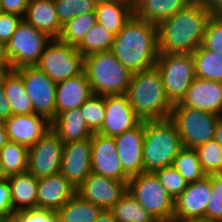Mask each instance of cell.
I'll use <instances>...</instances> for the list:
<instances>
[{
  "label": "cell",
  "instance_id": "1",
  "mask_svg": "<svg viewBox=\"0 0 222 222\" xmlns=\"http://www.w3.org/2000/svg\"><path fill=\"white\" fill-rule=\"evenodd\" d=\"M211 14L202 0H194L157 25L159 54L193 53L204 39Z\"/></svg>",
  "mask_w": 222,
  "mask_h": 222
},
{
  "label": "cell",
  "instance_id": "2",
  "mask_svg": "<svg viewBox=\"0 0 222 222\" xmlns=\"http://www.w3.org/2000/svg\"><path fill=\"white\" fill-rule=\"evenodd\" d=\"M111 51L131 73L155 67L159 55L157 25L133 14L114 37Z\"/></svg>",
  "mask_w": 222,
  "mask_h": 222
},
{
  "label": "cell",
  "instance_id": "3",
  "mask_svg": "<svg viewBox=\"0 0 222 222\" xmlns=\"http://www.w3.org/2000/svg\"><path fill=\"white\" fill-rule=\"evenodd\" d=\"M126 95L142 121L170 118L173 104L165 93L162 75L156 66L132 73Z\"/></svg>",
  "mask_w": 222,
  "mask_h": 222
},
{
  "label": "cell",
  "instance_id": "4",
  "mask_svg": "<svg viewBox=\"0 0 222 222\" xmlns=\"http://www.w3.org/2000/svg\"><path fill=\"white\" fill-rule=\"evenodd\" d=\"M183 148L176 125L170 118L145 121L143 172L171 166Z\"/></svg>",
  "mask_w": 222,
  "mask_h": 222
},
{
  "label": "cell",
  "instance_id": "5",
  "mask_svg": "<svg viewBox=\"0 0 222 222\" xmlns=\"http://www.w3.org/2000/svg\"><path fill=\"white\" fill-rule=\"evenodd\" d=\"M84 71L96 95L126 94L132 77L111 50L85 56Z\"/></svg>",
  "mask_w": 222,
  "mask_h": 222
},
{
  "label": "cell",
  "instance_id": "6",
  "mask_svg": "<svg viewBox=\"0 0 222 222\" xmlns=\"http://www.w3.org/2000/svg\"><path fill=\"white\" fill-rule=\"evenodd\" d=\"M170 119L176 125L184 148L195 149L214 139L218 117L213 113L186 107L179 102L173 104Z\"/></svg>",
  "mask_w": 222,
  "mask_h": 222
},
{
  "label": "cell",
  "instance_id": "7",
  "mask_svg": "<svg viewBox=\"0 0 222 222\" xmlns=\"http://www.w3.org/2000/svg\"><path fill=\"white\" fill-rule=\"evenodd\" d=\"M127 191L157 222L173 219L174 200L155 173L143 172L131 177L127 183Z\"/></svg>",
  "mask_w": 222,
  "mask_h": 222
},
{
  "label": "cell",
  "instance_id": "8",
  "mask_svg": "<svg viewBox=\"0 0 222 222\" xmlns=\"http://www.w3.org/2000/svg\"><path fill=\"white\" fill-rule=\"evenodd\" d=\"M155 66L162 75L168 99L172 104L179 103L195 79L192 53L159 54Z\"/></svg>",
  "mask_w": 222,
  "mask_h": 222
},
{
  "label": "cell",
  "instance_id": "9",
  "mask_svg": "<svg viewBox=\"0 0 222 222\" xmlns=\"http://www.w3.org/2000/svg\"><path fill=\"white\" fill-rule=\"evenodd\" d=\"M35 66L58 83L84 71V56L76 47L53 38Z\"/></svg>",
  "mask_w": 222,
  "mask_h": 222
},
{
  "label": "cell",
  "instance_id": "10",
  "mask_svg": "<svg viewBox=\"0 0 222 222\" xmlns=\"http://www.w3.org/2000/svg\"><path fill=\"white\" fill-rule=\"evenodd\" d=\"M52 39L47 33L36 29L22 19L6 43L12 70L25 66H35Z\"/></svg>",
  "mask_w": 222,
  "mask_h": 222
},
{
  "label": "cell",
  "instance_id": "11",
  "mask_svg": "<svg viewBox=\"0 0 222 222\" xmlns=\"http://www.w3.org/2000/svg\"><path fill=\"white\" fill-rule=\"evenodd\" d=\"M15 70L22 76L25 90L34 107V113L52 121L56 117L57 83L36 66H25Z\"/></svg>",
  "mask_w": 222,
  "mask_h": 222
},
{
  "label": "cell",
  "instance_id": "12",
  "mask_svg": "<svg viewBox=\"0 0 222 222\" xmlns=\"http://www.w3.org/2000/svg\"><path fill=\"white\" fill-rule=\"evenodd\" d=\"M63 148L64 143L50 129L36 144L29 147L27 171L37 179L59 173Z\"/></svg>",
  "mask_w": 222,
  "mask_h": 222
},
{
  "label": "cell",
  "instance_id": "13",
  "mask_svg": "<svg viewBox=\"0 0 222 222\" xmlns=\"http://www.w3.org/2000/svg\"><path fill=\"white\" fill-rule=\"evenodd\" d=\"M91 172L117 181H128L130 179L122 168L114 137L93 133Z\"/></svg>",
  "mask_w": 222,
  "mask_h": 222
},
{
  "label": "cell",
  "instance_id": "14",
  "mask_svg": "<svg viewBox=\"0 0 222 222\" xmlns=\"http://www.w3.org/2000/svg\"><path fill=\"white\" fill-rule=\"evenodd\" d=\"M105 118L97 132L115 137L136 127L142 120L133 111L126 94L104 95Z\"/></svg>",
  "mask_w": 222,
  "mask_h": 222
},
{
  "label": "cell",
  "instance_id": "15",
  "mask_svg": "<svg viewBox=\"0 0 222 222\" xmlns=\"http://www.w3.org/2000/svg\"><path fill=\"white\" fill-rule=\"evenodd\" d=\"M127 183L91 172L77 188V194L102 209H111L127 192Z\"/></svg>",
  "mask_w": 222,
  "mask_h": 222
},
{
  "label": "cell",
  "instance_id": "16",
  "mask_svg": "<svg viewBox=\"0 0 222 222\" xmlns=\"http://www.w3.org/2000/svg\"><path fill=\"white\" fill-rule=\"evenodd\" d=\"M92 137L64 143L60 173L78 188L91 173Z\"/></svg>",
  "mask_w": 222,
  "mask_h": 222
},
{
  "label": "cell",
  "instance_id": "17",
  "mask_svg": "<svg viewBox=\"0 0 222 222\" xmlns=\"http://www.w3.org/2000/svg\"><path fill=\"white\" fill-rule=\"evenodd\" d=\"M210 174L194 183L174 200L173 219L184 221L192 218H205L207 202L211 198Z\"/></svg>",
  "mask_w": 222,
  "mask_h": 222
},
{
  "label": "cell",
  "instance_id": "18",
  "mask_svg": "<svg viewBox=\"0 0 222 222\" xmlns=\"http://www.w3.org/2000/svg\"><path fill=\"white\" fill-rule=\"evenodd\" d=\"M145 121L114 137L117 154L124 172L131 178L143 173Z\"/></svg>",
  "mask_w": 222,
  "mask_h": 222
},
{
  "label": "cell",
  "instance_id": "19",
  "mask_svg": "<svg viewBox=\"0 0 222 222\" xmlns=\"http://www.w3.org/2000/svg\"><path fill=\"white\" fill-rule=\"evenodd\" d=\"M8 141L26 147L36 144L51 129V121L39 114L11 115L4 121Z\"/></svg>",
  "mask_w": 222,
  "mask_h": 222
},
{
  "label": "cell",
  "instance_id": "20",
  "mask_svg": "<svg viewBox=\"0 0 222 222\" xmlns=\"http://www.w3.org/2000/svg\"><path fill=\"white\" fill-rule=\"evenodd\" d=\"M76 194L77 188L60 172L38 178L37 208L57 211Z\"/></svg>",
  "mask_w": 222,
  "mask_h": 222
},
{
  "label": "cell",
  "instance_id": "21",
  "mask_svg": "<svg viewBox=\"0 0 222 222\" xmlns=\"http://www.w3.org/2000/svg\"><path fill=\"white\" fill-rule=\"evenodd\" d=\"M180 103L217 115L222 104V82L195 77Z\"/></svg>",
  "mask_w": 222,
  "mask_h": 222
},
{
  "label": "cell",
  "instance_id": "22",
  "mask_svg": "<svg viewBox=\"0 0 222 222\" xmlns=\"http://www.w3.org/2000/svg\"><path fill=\"white\" fill-rule=\"evenodd\" d=\"M93 95L85 71L60 81L56 85V116L70 109L80 108Z\"/></svg>",
  "mask_w": 222,
  "mask_h": 222
},
{
  "label": "cell",
  "instance_id": "23",
  "mask_svg": "<svg viewBox=\"0 0 222 222\" xmlns=\"http://www.w3.org/2000/svg\"><path fill=\"white\" fill-rule=\"evenodd\" d=\"M23 19L52 38L60 36L62 25L57 17L54 0H29Z\"/></svg>",
  "mask_w": 222,
  "mask_h": 222
},
{
  "label": "cell",
  "instance_id": "24",
  "mask_svg": "<svg viewBox=\"0 0 222 222\" xmlns=\"http://www.w3.org/2000/svg\"><path fill=\"white\" fill-rule=\"evenodd\" d=\"M51 129L63 143L83 140L93 135L83 118L80 108L59 113L51 121Z\"/></svg>",
  "mask_w": 222,
  "mask_h": 222
},
{
  "label": "cell",
  "instance_id": "25",
  "mask_svg": "<svg viewBox=\"0 0 222 222\" xmlns=\"http://www.w3.org/2000/svg\"><path fill=\"white\" fill-rule=\"evenodd\" d=\"M194 0H133L134 15L158 25L174 16Z\"/></svg>",
  "mask_w": 222,
  "mask_h": 222
},
{
  "label": "cell",
  "instance_id": "26",
  "mask_svg": "<svg viewBox=\"0 0 222 222\" xmlns=\"http://www.w3.org/2000/svg\"><path fill=\"white\" fill-rule=\"evenodd\" d=\"M97 23L115 36L134 14L133 0H118L96 4Z\"/></svg>",
  "mask_w": 222,
  "mask_h": 222
},
{
  "label": "cell",
  "instance_id": "27",
  "mask_svg": "<svg viewBox=\"0 0 222 222\" xmlns=\"http://www.w3.org/2000/svg\"><path fill=\"white\" fill-rule=\"evenodd\" d=\"M14 212L37 208L38 179L28 171L8 177Z\"/></svg>",
  "mask_w": 222,
  "mask_h": 222
},
{
  "label": "cell",
  "instance_id": "28",
  "mask_svg": "<svg viewBox=\"0 0 222 222\" xmlns=\"http://www.w3.org/2000/svg\"><path fill=\"white\" fill-rule=\"evenodd\" d=\"M2 85L11 106L12 115L34 114V107L25 90L22 76L15 69L4 75Z\"/></svg>",
  "mask_w": 222,
  "mask_h": 222
},
{
  "label": "cell",
  "instance_id": "29",
  "mask_svg": "<svg viewBox=\"0 0 222 222\" xmlns=\"http://www.w3.org/2000/svg\"><path fill=\"white\" fill-rule=\"evenodd\" d=\"M102 208L76 194L57 213V222H93Z\"/></svg>",
  "mask_w": 222,
  "mask_h": 222
},
{
  "label": "cell",
  "instance_id": "30",
  "mask_svg": "<svg viewBox=\"0 0 222 222\" xmlns=\"http://www.w3.org/2000/svg\"><path fill=\"white\" fill-rule=\"evenodd\" d=\"M195 77L222 82V55L200 45L193 53Z\"/></svg>",
  "mask_w": 222,
  "mask_h": 222
},
{
  "label": "cell",
  "instance_id": "31",
  "mask_svg": "<svg viewBox=\"0 0 222 222\" xmlns=\"http://www.w3.org/2000/svg\"><path fill=\"white\" fill-rule=\"evenodd\" d=\"M110 210L116 222H157L128 191Z\"/></svg>",
  "mask_w": 222,
  "mask_h": 222
},
{
  "label": "cell",
  "instance_id": "32",
  "mask_svg": "<svg viewBox=\"0 0 222 222\" xmlns=\"http://www.w3.org/2000/svg\"><path fill=\"white\" fill-rule=\"evenodd\" d=\"M97 23L95 12L78 15L64 25L58 39L65 44L77 47L85 34Z\"/></svg>",
  "mask_w": 222,
  "mask_h": 222
},
{
  "label": "cell",
  "instance_id": "33",
  "mask_svg": "<svg viewBox=\"0 0 222 222\" xmlns=\"http://www.w3.org/2000/svg\"><path fill=\"white\" fill-rule=\"evenodd\" d=\"M28 151L25 145L8 141L0 151V160L7 176L27 171Z\"/></svg>",
  "mask_w": 222,
  "mask_h": 222
},
{
  "label": "cell",
  "instance_id": "34",
  "mask_svg": "<svg viewBox=\"0 0 222 222\" xmlns=\"http://www.w3.org/2000/svg\"><path fill=\"white\" fill-rule=\"evenodd\" d=\"M172 166L188 184L199 181L207 176L201 167L198 153L193 148L183 147L174 158Z\"/></svg>",
  "mask_w": 222,
  "mask_h": 222
},
{
  "label": "cell",
  "instance_id": "35",
  "mask_svg": "<svg viewBox=\"0 0 222 222\" xmlns=\"http://www.w3.org/2000/svg\"><path fill=\"white\" fill-rule=\"evenodd\" d=\"M114 37V34L96 23L76 48L84 57L97 52L109 51L112 48Z\"/></svg>",
  "mask_w": 222,
  "mask_h": 222
},
{
  "label": "cell",
  "instance_id": "36",
  "mask_svg": "<svg viewBox=\"0 0 222 222\" xmlns=\"http://www.w3.org/2000/svg\"><path fill=\"white\" fill-rule=\"evenodd\" d=\"M195 150L203 171L209 174H222V148L214 140L198 145Z\"/></svg>",
  "mask_w": 222,
  "mask_h": 222
},
{
  "label": "cell",
  "instance_id": "37",
  "mask_svg": "<svg viewBox=\"0 0 222 222\" xmlns=\"http://www.w3.org/2000/svg\"><path fill=\"white\" fill-rule=\"evenodd\" d=\"M54 5L61 25L78 15L95 12L96 9L93 0H54Z\"/></svg>",
  "mask_w": 222,
  "mask_h": 222
},
{
  "label": "cell",
  "instance_id": "38",
  "mask_svg": "<svg viewBox=\"0 0 222 222\" xmlns=\"http://www.w3.org/2000/svg\"><path fill=\"white\" fill-rule=\"evenodd\" d=\"M80 110L88 128L93 133H97L102 126L106 114L104 95L93 94L80 107Z\"/></svg>",
  "mask_w": 222,
  "mask_h": 222
},
{
  "label": "cell",
  "instance_id": "39",
  "mask_svg": "<svg viewBox=\"0 0 222 222\" xmlns=\"http://www.w3.org/2000/svg\"><path fill=\"white\" fill-rule=\"evenodd\" d=\"M154 173L173 200H175L188 185L185 179L172 165L158 169Z\"/></svg>",
  "mask_w": 222,
  "mask_h": 222
},
{
  "label": "cell",
  "instance_id": "40",
  "mask_svg": "<svg viewBox=\"0 0 222 222\" xmlns=\"http://www.w3.org/2000/svg\"><path fill=\"white\" fill-rule=\"evenodd\" d=\"M211 198L207 202L205 218L222 222V174H210Z\"/></svg>",
  "mask_w": 222,
  "mask_h": 222
},
{
  "label": "cell",
  "instance_id": "41",
  "mask_svg": "<svg viewBox=\"0 0 222 222\" xmlns=\"http://www.w3.org/2000/svg\"><path fill=\"white\" fill-rule=\"evenodd\" d=\"M202 46L222 55V16L211 15L206 25Z\"/></svg>",
  "mask_w": 222,
  "mask_h": 222
},
{
  "label": "cell",
  "instance_id": "42",
  "mask_svg": "<svg viewBox=\"0 0 222 222\" xmlns=\"http://www.w3.org/2000/svg\"><path fill=\"white\" fill-rule=\"evenodd\" d=\"M11 222H57L55 210L32 208L14 213Z\"/></svg>",
  "mask_w": 222,
  "mask_h": 222
},
{
  "label": "cell",
  "instance_id": "43",
  "mask_svg": "<svg viewBox=\"0 0 222 222\" xmlns=\"http://www.w3.org/2000/svg\"><path fill=\"white\" fill-rule=\"evenodd\" d=\"M14 213L11 200V188L9 180L7 179L0 182V217L6 222H11Z\"/></svg>",
  "mask_w": 222,
  "mask_h": 222
},
{
  "label": "cell",
  "instance_id": "44",
  "mask_svg": "<svg viewBox=\"0 0 222 222\" xmlns=\"http://www.w3.org/2000/svg\"><path fill=\"white\" fill-rule=\"evenodd\" d=\"M22 19L20 15L0 12V41L7 43Z\"/></svg>",
  "mask_w": 222,
  "mask_h": 222
},
{
  "label": "cell",
  "instance_id": "45",
  "mask_svg": "<svg viewBox=\"0 0 222 222\" xmlns=\"http://www.w3.org/2000/svg\"><path fill=\"white\" fill-rule=\"evenodd\" d=\"M1 12L24 17L29 0H0Z\"/></svg>",
  "mask_w": 222,
  "mask_h": 222
},
{
  "label": "cell",
  "instance_id": "46",
  "mask_svg": "<svg viewBox=\"0 0 222 222\" xmlns=\"http://www.w3.org/2000/svg\"><path fill=\"white\" fill-rule=\"evenodd\" d=\"M7 100L2 81H0V121L3 122L12 115L11 106Z\"/></svg>",
  "mask_w": 222,
  "mask_h": 222
},
{
  "label": "cell",
  "instance_id": "47",
  "mask_svg": "<svg viewBox=\"0 0 222 222\" xmlns=\"http://www.w3.org/2000/svg\"><path fill=\"white\" fill-rule=\"evenodd\" d=\"M211 15L222 16V0H202Z\"/></svg>",
  "mask_w": 222,
  "mask_h": 222
},
{
  "label": "cell",
  "instance_id": "48",
  "mask_svg": "<svg viewBox=\"0 0 222 222\" xmlns=\"http://www.w3.org/2000/svg\"><path fill=\"white\" fill-rule=\"evenodd\" d=\"M0 65L7 71L12 70V64L7 54L6 43L0 41Z\"/></svg>",
  "mask_w": 222,
  "mask_h": 222
},
{
  "label": "cell",
  "instance_id": "49",
  "mask_svg": "<svg viewBox=\"0 0 222 222\" xmlns=\"http://www.w3.org/2000/svg\"><path fill=\"white\" fill-rule=\"evenodd\" d=\"M93 222H116L110 209H102L98 217Z\"/></svg>",
  "mask_w": 222,
  "mask_h": 222
},
{
  "label": "cell",
  "instance_id": "50",
  "mask_svg": "<svg viewBox=\"0 0 222 222\" xmlns=\"http://www.w3.org/2000/svg\"><path fill=\"white\" fill-rule=\"evenodd\" d=\"M7 142L8 138H7L5 124L3 121H0V151Z\"/></svg>",
  "mask_w": 222,
  "mask_h": 222
},
{
  "label": "cell",
  "instance_id": "51",
  "mask_svg": "<svg viewBox=\"0 0 222 222\" xmlns=\"http://www.w3.org/2000/svg\"><path fill=\"white\" fill-rule=\"evenodd\" d=\"M214 140L222 148V123L219 121L217 122L216 127H215Z\"/></svg>",
  "mask_w": 222,
  "mask_h": 222
},
{
  "label": "cell",
  "instance_id": "52",
  "mask_svg": "<svg viewBox=\"0 0 222 222\" xmlns=\"http://www.w3.org/2000/svg\"><path fill=\"white\" fill-rule=\"evenodd\" d=\"M182 222H215V221H211L208 218H192L184 220Z\"/></svg>",
  "mask_w": 222,
  "mask_h": 222
},
{
  "label": "cell",
  "instance_id": "53",
  "mask_svg": "<svg viewBox=\"0 0 222 222\" xmlns=\"http://www.w3.org/2000/svg\"><path fill=\"white\" fill-rule=\"evenodd\" d=\"M7 179H8V176L5 173L3 165H2L1 160H0V182L4 181V180H7Z\"/></svg>",
  "mask_w": 222,
  "mask_h": 222
},
{
  "label": "cell",
  "instance_id": "54",
  "mask_svg": "<svg viewBox=\"0 0 222 222\" xmlns=\"http://www.w3.org/2000/svg\"><path fill=\"white\" fill-rule=\"evenodd\" d=\"M8 71L0 65V81L3 80L4 75L7 73Z\"/></svg>",
  "mask_w": 222,
  "mask_h": 222
},
{
  "label": "cell",
  "instance_id": "55",
  "mask_svg": "<svg viewBox=\"0 0 222 222\" xmlns=\"http://www.w3.org/2000/svg\"><path fill=\"white\" fill-rule=\"evenodd\" d=\"M218 121L222 123V104L219 109V112L217 113Z\"/></svg>",
  "mask_w": 222,
  "mask_h": 222
},
{
  "label": "cell",
  "instance_id": "56",
  "mask_svg": "<svg viewBox=\"0 0 222 222\" xmlns=\"http://www.w3.org/2000/svg\"><path fill=\"white\" fill-rule=\"evenodd\" d=\"M96 4L102 3V2H112V1H118V0H93Z\"/></svg>",
  "mask_w": 222,
  "mask_h": 222
},
{
  "label": "cell",
  "instance_id": "57",
  "mask_svg": "<svg viewBox=\"0 0 222 222\" xmlns=\"http://www.w3.org/2000/svg\"><path fill=\"white\" fill-rule=\"evenodd\" d=\"M158 222H182V221H178L175 219H170V220H164V221H158Z\"/></svg>",
  "mask_w": 222,
  "mask_h": 222
},
{
  "label": "cell",
  "instance_id": "58",
  "mask_svg": "<svg viewBox=\"0 0 222 222\" xmlns=\"http://www.w3.org/2000/svg\"><path fill=\"white\" fill-rule=\"evenodd\" d=\"M0 222H6L3 218L0 217Z\"/></svg>",
  "mask_w": 222,
  "mask_h": 222
}]
</instances>
